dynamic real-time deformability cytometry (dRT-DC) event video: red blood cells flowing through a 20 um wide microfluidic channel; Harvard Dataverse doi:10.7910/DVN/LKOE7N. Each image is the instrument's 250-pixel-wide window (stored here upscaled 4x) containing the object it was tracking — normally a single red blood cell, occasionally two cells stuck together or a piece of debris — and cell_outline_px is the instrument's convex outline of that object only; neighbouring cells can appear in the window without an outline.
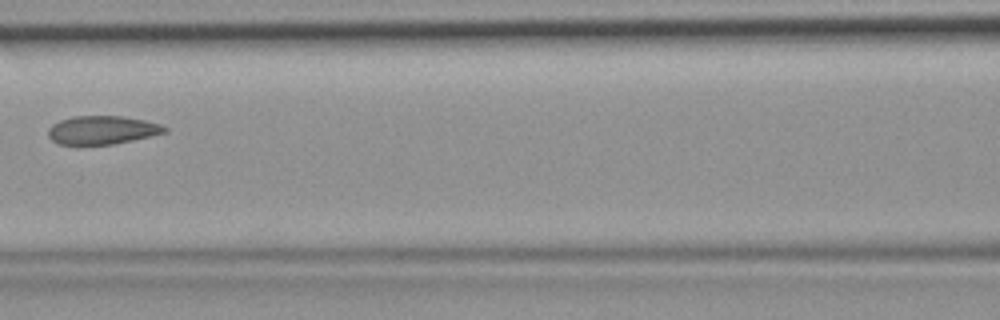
{"species": "common noctule bat (a hibernating species)", "species_latin": "Nyctalus noctula", "temperature_condition": "room temperature", "stored_images_in_passage": 4, "camera_frame_rate_fps": 3000, "um_per_image_px": 0.085, "animal": {"sex": "female", "body_mass_g": 19.9}, "frame": {"image": 1, "passage_image": 4, "time_ms": 1.0, "image_size_px": [1000, 320], "cell_outline_px": [[168, 132], [132, 140], [112, 144], [60, 144], [52, 140], [48, 136], [48, 128], [52, 124], [60, 120], [72, 116], [124, 116], [144, 120], [160, 124], [168, 128]], "centroid_in_image_um": [8.69, 11.04], "position_along_channel_um": 157.9, "area_um2": 19.25}}